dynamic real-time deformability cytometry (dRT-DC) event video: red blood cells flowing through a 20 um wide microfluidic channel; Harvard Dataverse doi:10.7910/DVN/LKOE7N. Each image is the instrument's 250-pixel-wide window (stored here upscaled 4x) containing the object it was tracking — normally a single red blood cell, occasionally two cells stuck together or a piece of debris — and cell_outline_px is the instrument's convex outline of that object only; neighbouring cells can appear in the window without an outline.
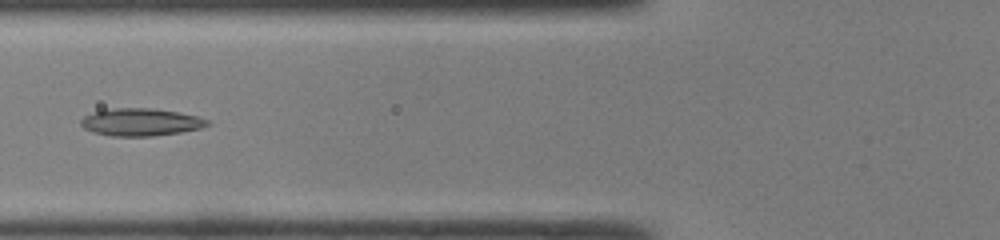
{"species": "common noctule bat (a hibernating species)", "species_latin": "Nyctalus noctula", "temperature_condition": "room temperature", "stored_images_in_passage": 47, "camera_frame_rate_fps": 3000, "um_per_image_px": 0.085, "animal": {"sex": "male", "body_mass_g": 19.0, "forearm_length_mm": 50.8}, "frame": {"image": 1, "passage_image": 19, "time_ms": 6.0, "image_size_px": [1000, 240], "cell_outline_px": [[212, 124], [200, 128], [180, 132], [152, 136], [112, 136], [92, 132], [84, 128], [80, 124], [80, 120], [84, 116], [96, 112], [112, 108], [152, 108], [180, 112], [196, 116], [208, 120]], "centroid_in_image_um": [11.97, 10.38], "position_along_channel_um": 113.8, "area_um2": 20.23}}
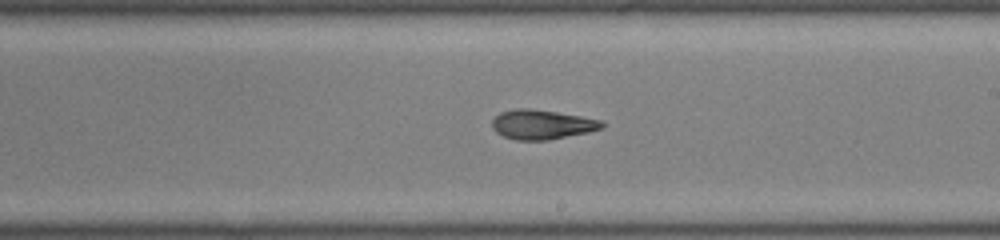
{"frame": {"image": 2, "passage_image": 28, "time_ms": 9.0, "image_size_px": [1000, 240], "cell_outline_px": [[604, 128], [588, 132], [548, 140], [516, 140], [504, 136], [496, 132], [492, 128], [492, 120], [500, 112], [516, 108], [528, 108], [556, 112], [580, 116], [600, 120], [604, 124]], "centroid_in_image_um": [46.04, 10.58], "position_along_channel_um": 243.0, "area_um2": 18.79}}
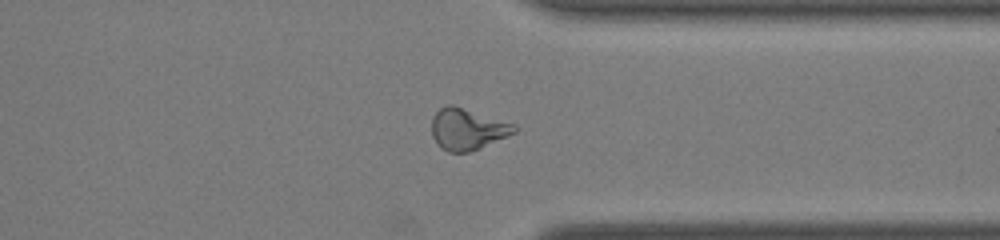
{"frame": {"image": 3, "passage_image": 37, "time_ms": 12.0, "image_size_px": [1000, 240], "cell_outline_px": [[516, 132], [508, 136], [480, 148], [468, 152], [448, 152], [440, 148], [436, 144], [432, 136], [432, 116], [444, 104], [452, 104], [516, 124]], "centroid_in_image_um": [39.71, 10.97], "position_along_channel_um": 371.7, "area_um2": 20.11}, "authors_computed_cell_mechanics": {"area_um2": 20.6346, "velocity_mm_per_s": 4.308, "shape_relaxation_time_tau1_ms": null, "shape_relaxation_time_tau2_ms": 2.0289, "deformation_change_tau1": null, "deformation_change_tau2": 0.0971}}